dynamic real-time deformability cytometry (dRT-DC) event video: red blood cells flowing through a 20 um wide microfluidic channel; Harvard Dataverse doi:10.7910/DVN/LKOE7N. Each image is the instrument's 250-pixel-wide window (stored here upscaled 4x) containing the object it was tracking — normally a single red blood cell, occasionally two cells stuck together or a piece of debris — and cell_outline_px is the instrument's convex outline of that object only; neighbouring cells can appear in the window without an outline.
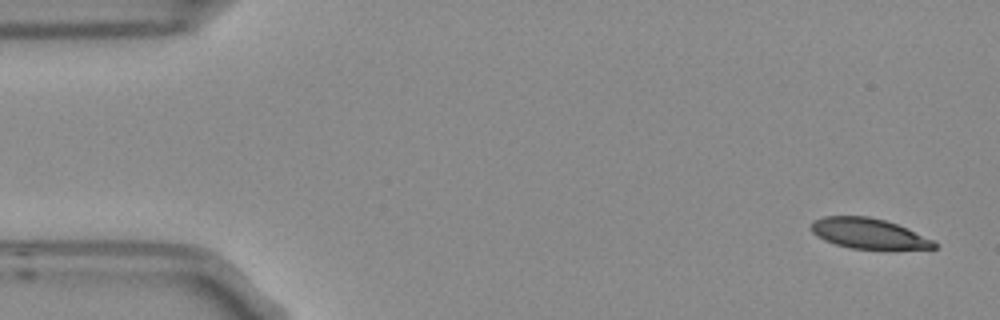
{"species": "Egyptian fruit bat (a non-hibernating species)", "species_latin": "Rousettus aegyptiacus", "temperature_condition": "room temperature", "stored_images_in_passage": 4, "camera_frame_rate_fps": 3000, "um_per_image_px": 0.085, "frame": {"image": 1, "passage_image": 1, "time_ms": 0.0, "image_size_px": [1000, 320], "cell_outline_px": [[940, 244], [936, 248], [852, 248], [836, 244], [824, 240], [816, 236], [812, 232], [812, 220], [824, 216], [868, 216], [884, 220], [908, 228]], "centroid_in_image_um": [73.8, 19.83], "position_along_channel_um": 11.2, "area_um2": 21.39}}